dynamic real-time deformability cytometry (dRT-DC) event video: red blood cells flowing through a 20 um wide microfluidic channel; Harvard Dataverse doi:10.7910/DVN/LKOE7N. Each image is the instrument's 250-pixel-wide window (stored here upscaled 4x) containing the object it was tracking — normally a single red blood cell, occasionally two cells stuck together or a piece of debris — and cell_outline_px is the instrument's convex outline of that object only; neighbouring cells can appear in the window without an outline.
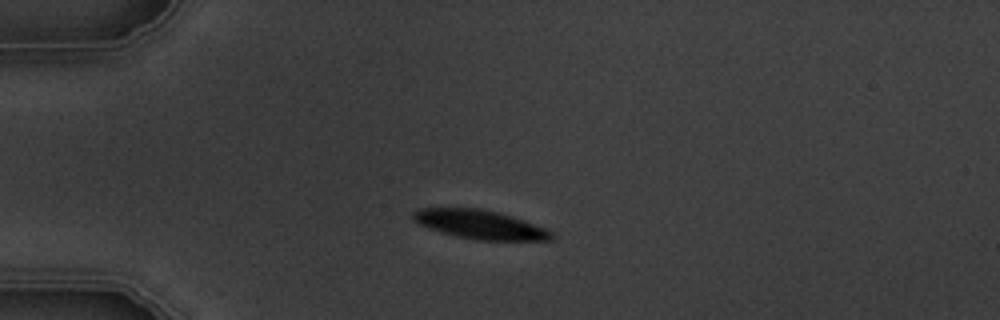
{"species": "common noctule bat (a hibernating species)", "species_latin": "Nyctalus noctula", "temperature_condition": "warm", "stored_images_in_passage": 4, "camera_frame_rate_fps": 3000, "um_per_image_px": 0.085, "animal": {"sex": "male", "body_mass_g": 19.5, "forearm_length_mm": 54.6}, "frame": {"image": 1, "passage_image": 3, "time_ms": 3.333, "image_size_px": [1000, 320], "cell_outline_px": [[552, 240], [476, 240], [456, 236], [420, 224], [412, 216], [412, 212], [420, 208], [480, 208], [500, 212], [524, 220], [544, 228], [552, 232]], "centroid_in_image_um": [40.82, 19.07], "position_along_channel_um": 44.2, "area_um2": 22.95}}